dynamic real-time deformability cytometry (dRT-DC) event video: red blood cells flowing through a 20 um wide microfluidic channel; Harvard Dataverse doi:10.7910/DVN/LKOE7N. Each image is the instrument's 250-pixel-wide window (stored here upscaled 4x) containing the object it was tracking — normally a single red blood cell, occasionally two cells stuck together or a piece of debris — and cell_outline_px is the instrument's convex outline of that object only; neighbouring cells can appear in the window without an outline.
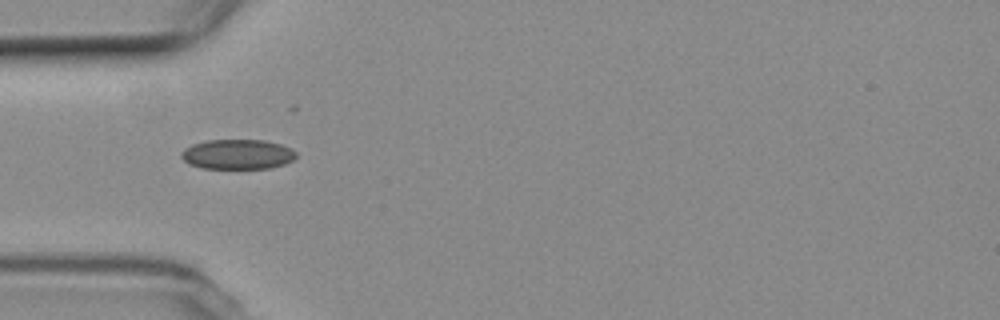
{"species": "common noctule bat (a hibernating species)", "species_latin": "Nyctalus noctula", "temperature_condition": "room temperature", "stored_images_in_passage": 23, "camera_frame_rate_fps": 3000, "um_per_image_px": 0.085, "animal": {"sex": "female", "body_mass_g": 19.3, "forearm_length_mm": 54.1}, "frame": {"image": 1, "passage_image": 1, "time_ms": 0.0, "image_size_px": [1000, 320], "cell_outline_px": [[296, 156], [292, 160], [284, 164], [272, 168], [200, 168], [188, 164], [180, 156], [180, 152], [184, 148], [192, 144], [208, 140], [264, 140], [280, 144], [292, 148], [296, 152]], "centroid_in_image_um": [20.17, 13.11], "position_along_channel_um": 64.8, "area_um2": 20.11}}